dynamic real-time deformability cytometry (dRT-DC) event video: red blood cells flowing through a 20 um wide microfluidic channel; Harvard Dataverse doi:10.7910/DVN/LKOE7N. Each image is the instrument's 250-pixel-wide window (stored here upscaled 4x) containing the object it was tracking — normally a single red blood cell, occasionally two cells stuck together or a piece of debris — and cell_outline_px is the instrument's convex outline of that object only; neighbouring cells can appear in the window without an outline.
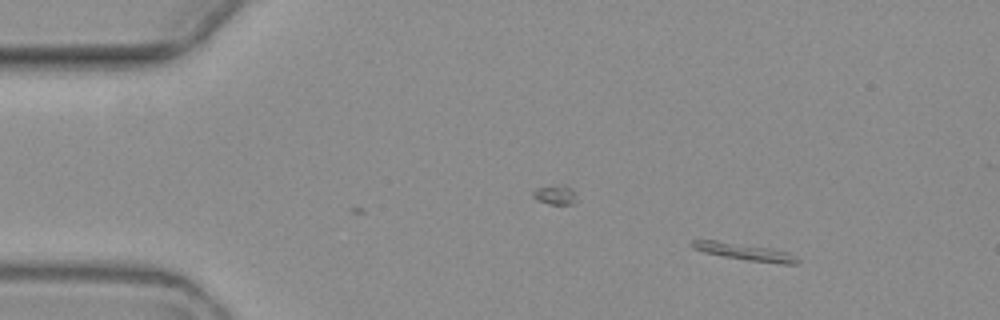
{"species": "common noctule bat (a hibernating species)", "species_latin": "Nyctalus noctula", "temperature_condition": "warm", "stored_images_in_passage": 4, "camera_frame_rate_fps": 3000, "um_per_image_px": 0.085, "animal": {"sex": "female", "body_mass_g": 19.3, "forearm_length_mm": 54.1}, "frame": {"image": 1, "passage_image": 1, "time_ms": 0.0, "image_size_px": [1000, 320], "cell_outline_px": [[800, 260], [796, 264], [784, 264], [748, 260], [724, 256], [704, 252], [692, 248], [688, 244], [692, 240], [716, 240], [768, 248], [788, 252], [796, 256]], "centroid_in_image_um": [63.26, 21.4], "position_along_channel_um": 21.7, "area_um2": 10.29}}
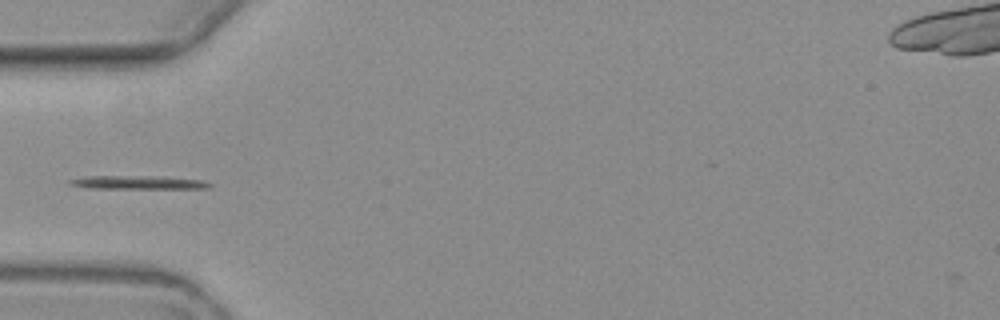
{"frame": {"image": 2, "passage_image": 4, "time_ms": 3.667, "image_size_px": [1000, 320], "cell_outline_px": [[212, 184], [208, 188], [88, 188], [68, 184], [68, 180], [84, 176], [156, 176], [200, 180]], "centroid_in_image_um": [11.64, 15.5], "position_along_channel_um": 73.4, "area_um2": 10.75}}